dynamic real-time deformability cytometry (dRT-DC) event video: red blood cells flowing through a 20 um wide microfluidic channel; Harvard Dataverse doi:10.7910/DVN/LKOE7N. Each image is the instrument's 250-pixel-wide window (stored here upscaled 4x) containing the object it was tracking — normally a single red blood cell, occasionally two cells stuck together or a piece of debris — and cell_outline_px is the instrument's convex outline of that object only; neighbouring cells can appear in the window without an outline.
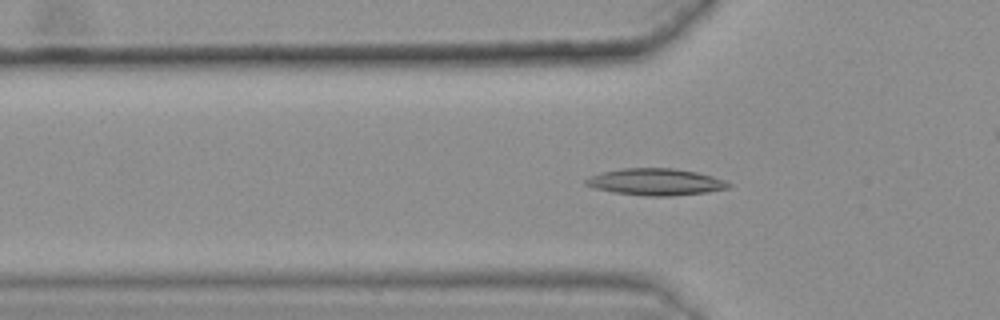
{"species": "common noctule bat (a hibernating species)", "species_latin": "Nyctalus noctula", "temperature_condition": "warm", "stored_images_in_passage": 43, "camera_frame_rate_fps": 3000, "um_per_image_px": 0.085, "animal": {"sex": "female", "body_mass_g": 25.1}, "frame": {"image": 1, "passage_image": 18, "time_ms": 5.667, "image_size_px": [1000, 320], "cell_outline_px": [[732, 184], [728, 188], [708, 192], [672, 196], [644, 196], [612, 192], [596, 188], [584, 184], [584, 180], [592, 176], [604, 172], [620, 168], [672, 168], [696, 172], [712, 176], [724, 180]], "centroid_in_image_um": [55.74, 15.47], "position_along_channel_um": 70.1, "area_um2": 22.2}}
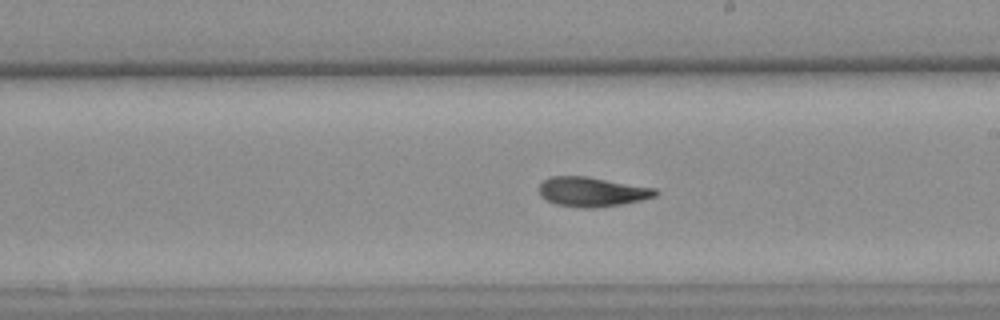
{"frame": {"image": 2, "passage_image": 32, "time_ms": 10.333, "image_size_px": [1000, 320], "cell_outline_px": [[660, 192], [656, 196], [640, 200], [620, 204], [596, 208], [580, 208], [556, 204], [540, 196], [540, 184], [544, 180], [552, 176], [588, 176], [656, 188]], "centroid_in_image_um": [50.35, 16.3], "position_along_channel_um": 238.7, "area_um2": 20.06}}
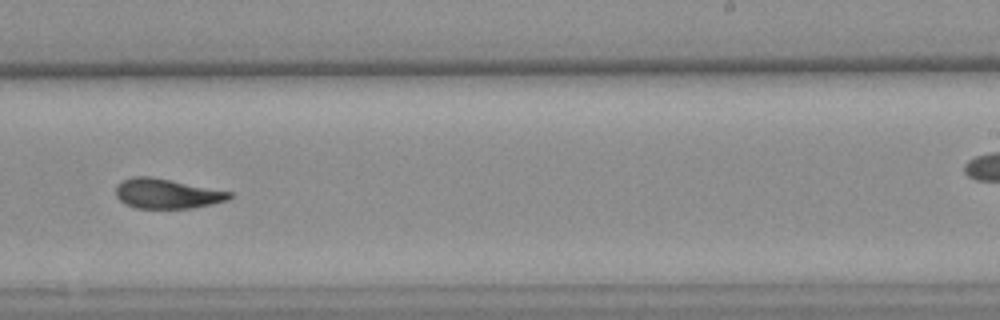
{"frame": {"image": 3, "passage_image": 35, "time_ms": 11.333, "image_size_px": [1000, 320], "cell_outline_px": [[232, 196], [228, 200], [212, 204], [192, 208], [136, 208], [124, 204], [116, 196], [116, 184], [132, 176], [152, 176], [232, 192]], "centroid_in_image_um": [14.17, 16.45], "position_along_channel_um": 274.8, "area_um2": 19.83}, "authors_computed_cell_mechanics": {"area_um2": 20.4034, "velocity_mm_per_s": 3.6175, "shape_relaxation_time_tau1_ms": null, "shape_relaxation_time_tau2_ms": 6.8582, "deformation_change_tau1": null, "deformation_change_tau2": 0.1543}}